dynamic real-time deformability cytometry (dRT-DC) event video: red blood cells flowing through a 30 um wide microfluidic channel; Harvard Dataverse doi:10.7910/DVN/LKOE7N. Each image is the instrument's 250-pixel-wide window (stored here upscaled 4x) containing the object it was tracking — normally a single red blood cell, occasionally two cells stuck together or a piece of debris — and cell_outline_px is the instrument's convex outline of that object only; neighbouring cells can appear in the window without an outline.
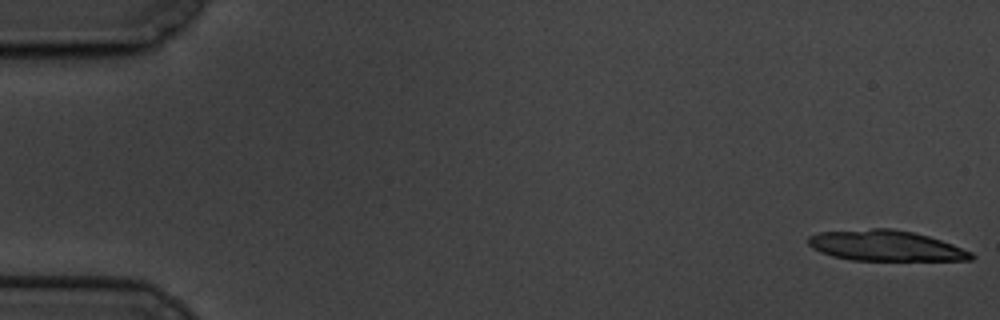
{"species": "common noctule bat (a hibernating species)", "species_latin": "Nyctalus noctula", "temperature_condition": "cold", "stored_images_in_passage": 23, "camera_frame_rate_fps": 3000, "um_per_image_px": 0.085, "animal": {"sex": "male", "body_mass_g": 19.5, "forearm_length_mm": 54.6}, "frame": {"image": 1, "passage_image": 1, "time_ms": 0.0, "image_size_px": [1000, 320], "cell_outline_px": [[976, 256], [972, 260], [852, 260], [832, 256], [820, 252], [812, 248], [808, 244], [808, 236], [820, 232], [872, 228], [892, 228], [912, 232], [928, 236], [952, 244], [972, 252]], "centroid_in_image_um": [75.27, 20.88], "position_along_channel_um": 9.7, "area_um2": 29.02}}
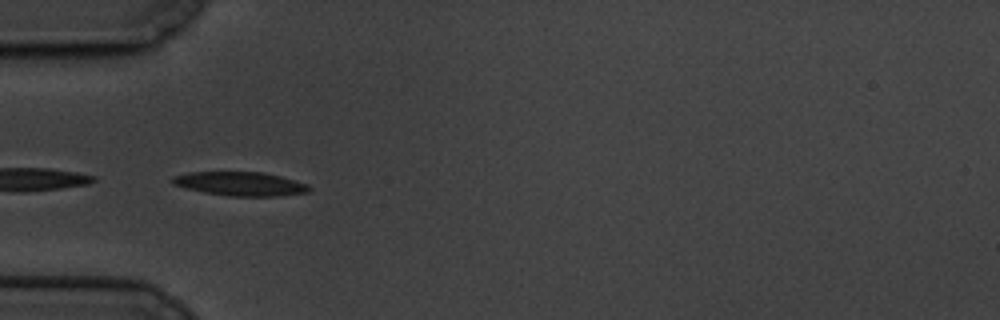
{"frame": {"image": 2, "passage_image": 19, "time_ms": 6.0, "image_size_px": [1000, 320], "cell_outline_px": [[312, 188], [308, 192], [280, 196], [228, 196], [204, 192], [172, 184], [168, 180], [172, 176], [188, 172], [264, 172], [280, 176], [308, 184]], "centroid_in_image_um": [20.41, 15.62], "position_along_channel_um": 64.6, "area_um2": 19.13}}